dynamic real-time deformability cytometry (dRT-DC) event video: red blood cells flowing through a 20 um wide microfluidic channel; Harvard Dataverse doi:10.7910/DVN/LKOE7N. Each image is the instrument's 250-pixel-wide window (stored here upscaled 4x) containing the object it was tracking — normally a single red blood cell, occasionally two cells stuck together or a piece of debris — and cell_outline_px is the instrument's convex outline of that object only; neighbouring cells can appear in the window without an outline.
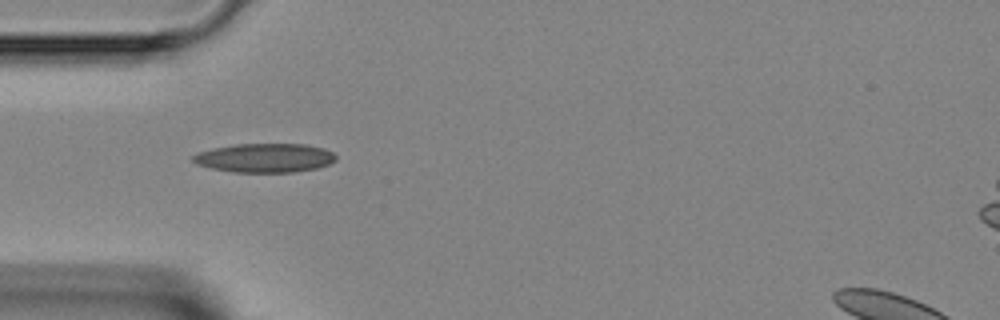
{"species": "Egyptian fruit bat (a non-hibernating species)", "species_latin": "Rousettus aegyptiacus", "temperature_condition": "room temperature", "stored_images_in_passage": 17, "camera_frame_rate_fps": 3000, "um_per_image_px": 0.085, "animal": {"sex": "female"}, "frame": {"image": 1, "passage_image": 1, "time_ms": 0.0, "image_size_px": [1000, 320], "cell_outline_px": [[336, 160], [328, 164], [316, 168], [292, 172], [232, 172], [212, 168], [196, 164], [192, 160], [192, 156], [196, 152], [212, 148], [236, 144], [308, 144], [324, 148], [332, 152], [336, 156]], "centroid_in_image_um": [22.49, 13.41], "position_along_channel_um": 62.5, "area_um2": 24.22}}
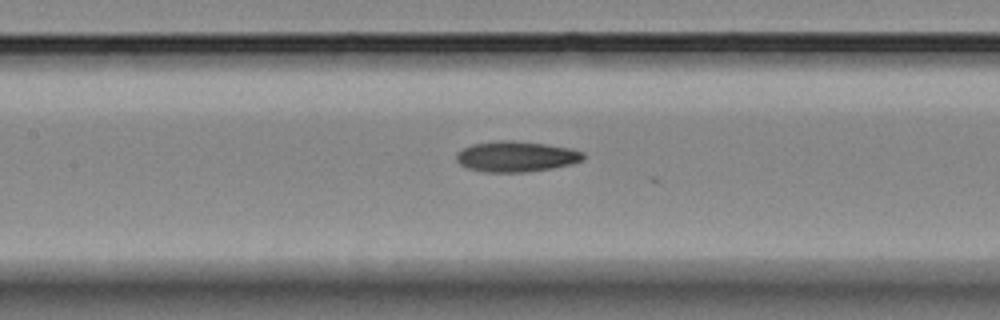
{"frame": {"image": 2, "passage_image": 8, "time_ms": 2.333, "image_size_px": [1000, 320], "cell_outline_px": [[584, 160], [552, 168], [528, 172], [484, 172], [468, 168], [460, 164], [456, 160], [456, 156], [464, 148], [472, 144], [496, 140], [512, 140], [544, 144], [568, 148], [584, 152]], "centroid_in_image_um": [43.86, 13.3], "position_along_channel_um": 163.5, "area_um2": 22.48}}
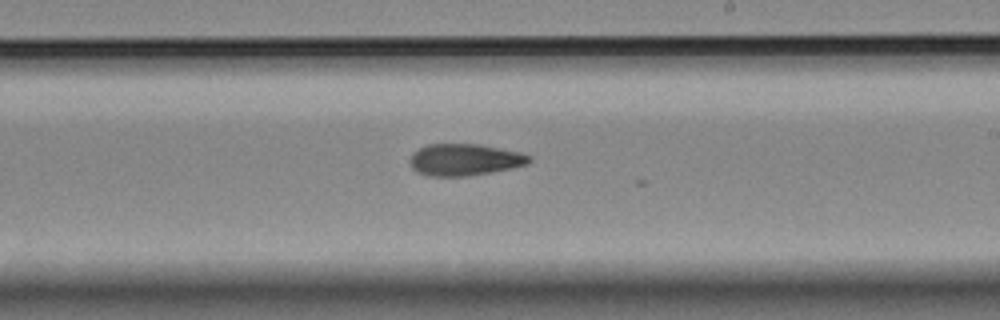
{"frame": {"image": 3, "passage_image": 14, "time_ms": 4.333, "image_size_px": [1000, 320], "cell_outline_px": [[532, 160], [528, 164], [512, 168], [492, 172], [468, 176], [428, 176], [416, 172], [412, 168], [412, 152], [428, 144], [480, 144], [520, 152], [532, 156]], "centroid_in_image_um": [39.53, 13.58], "position_along_channel_um": 249.5, "area_um2": 22.14}}